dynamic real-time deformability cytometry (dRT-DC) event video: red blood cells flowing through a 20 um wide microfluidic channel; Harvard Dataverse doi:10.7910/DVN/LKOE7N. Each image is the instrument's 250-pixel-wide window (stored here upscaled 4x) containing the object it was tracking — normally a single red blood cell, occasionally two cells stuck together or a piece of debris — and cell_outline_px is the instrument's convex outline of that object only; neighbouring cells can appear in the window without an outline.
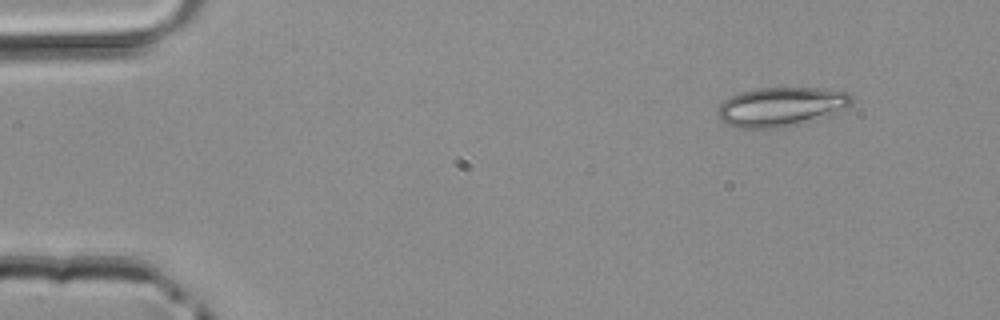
{"species": "common noctule bat (a hibernating species)", "species_latin": "Nyctalus noctula", "temperature_condition": "room temperature", "stored_images_in_passage": 3, "camera_frame_rate_fps": 3000, "um_per_image_px": 0.085, "animal": {"sex": "male", "body_mass_g": 20.4}, "frame": {"image": 1, "passage_image": 1, "time_ms": 0.0, "image_size_px": [1000, 320], "cell_outline_px": [[852, 104], [832, 116], [800, 124], [780, 128], [740, 128], [728, 124], [720, 120], [716, 112], [716, 108], [724, 100], [740, 92], [756, 88], [824, 88], [848, 92], [852, 96]], "centroid_in_image_um": [66.42, 9.08], "position_along_channel_um": 18.6, "area_um2": 31.1}}